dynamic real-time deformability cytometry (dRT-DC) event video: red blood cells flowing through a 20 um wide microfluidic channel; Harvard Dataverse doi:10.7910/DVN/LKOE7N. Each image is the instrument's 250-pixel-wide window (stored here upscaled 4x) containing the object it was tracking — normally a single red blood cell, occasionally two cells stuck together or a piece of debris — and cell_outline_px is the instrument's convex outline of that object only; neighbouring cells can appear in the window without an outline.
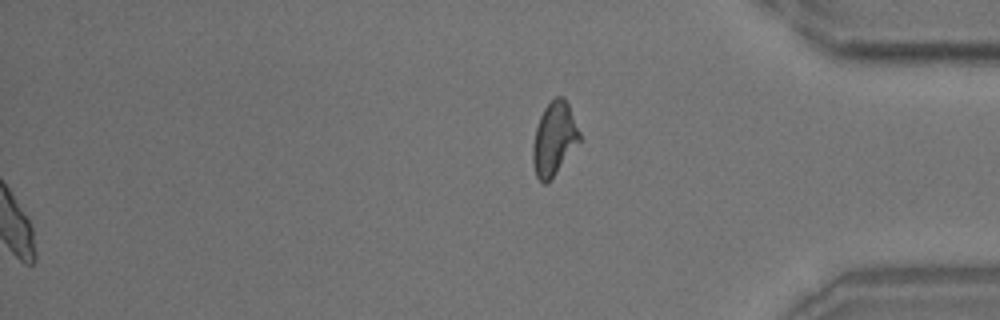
{"species": "common noctule bat (a hibernating species)", "species_latin": "Nyctalus noctula", "temperature_condition": "room temperature", "stored_images_in_passage": 39, "segment_of_instrument_passage": [2, 2], "camera_frame_rate_fps": 3000, "um_per_image_px": 0.085, "animal": {"sex": "male", "body_mass_g": 18.8}, "frame": {"image": 1, "passage_image": 39, "time_ms": 12.667, "image_size_px": [1000, 320], "cell_outline_px": [[580, 140], [548, 184], [544, 184], [536, 176], [532, 164], [532, 144], [536, 128], [540, 116], [544, 108], [556, 96], [564, 96], [568, 104], [580, 132]], "centroid_in_image_um": [47.08, 11.81], "position_along_channel_um": 388.1, "area_um2": 19.88}}